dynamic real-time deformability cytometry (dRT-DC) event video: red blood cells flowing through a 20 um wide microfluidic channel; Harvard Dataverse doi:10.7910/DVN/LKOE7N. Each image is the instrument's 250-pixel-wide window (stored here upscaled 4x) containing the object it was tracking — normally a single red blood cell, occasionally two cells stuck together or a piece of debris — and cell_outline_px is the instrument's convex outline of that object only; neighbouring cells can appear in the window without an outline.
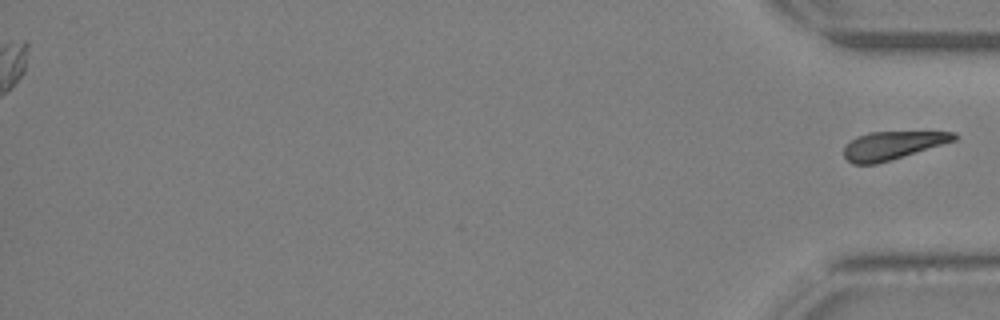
{"species": "Egyptian fruit bat (a non-hibernating species)", "species_latin": "Rousettus aegyptiacus", "temperature_condition": "warm", "stored_images_in_passage": 24, "segment_of_instrument_passage": [2, 2], "camera_frame_rate_fps": 3000, "um_per_image_px": 0.085, "animal": {"sex": "female"}, "frame": {"image": 1, "passage_image": 24, "time_ms": 7.667, "image_size_px": [1000, 320], "cell_outline_px": [[960, 136], [956, 140], [876, 164], [852, 164], [844, 156], [844, 148], [852, 140], [868, 132], [956, 132]], "centroid_in_image_um": [75.88, 12.35], "position_along_channel_um": 359.3, "area_um2": 17.69}}